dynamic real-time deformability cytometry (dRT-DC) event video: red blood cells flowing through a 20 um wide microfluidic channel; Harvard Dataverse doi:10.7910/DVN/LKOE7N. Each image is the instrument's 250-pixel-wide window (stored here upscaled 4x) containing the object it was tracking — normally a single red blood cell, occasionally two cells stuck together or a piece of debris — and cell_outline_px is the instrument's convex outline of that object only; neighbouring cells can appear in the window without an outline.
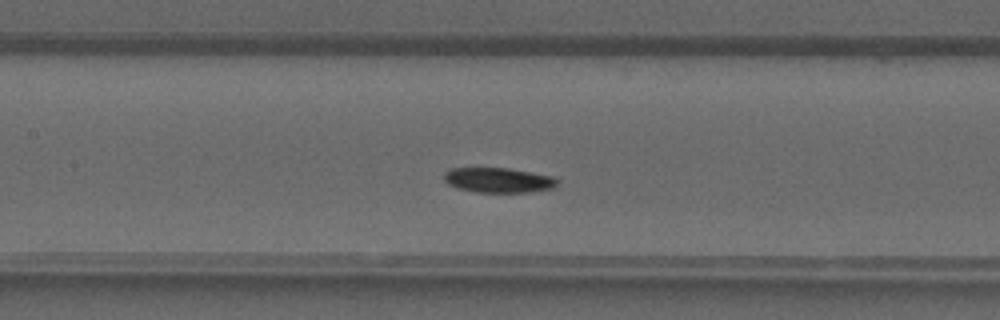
{"species": "common noctule bat (a hibernating species)", "species_latin": "Nyctalus noctula", "temperature_condition": "warm", "stored_images_in_passage": 34, "camera_frame_rate_fps": 3000, "um_per_image_px": 0.085, "animal": {"sex": "male", "forearm_length_mm": 52.5}, "frame": {"image": 1, "passage_image": 12, "time_ms": 3.667, "image_size_px": [1000, 320], "cell_outline_px": [[556, 188], [528, 192], [476, 192], [456, 188], [448, 184], [444, 180], [444, 172], [452, 168], [508, 168], [552, 176], [556, 180]], "centroid_in_image_um": [42.33, 15.31], "position_along_channel_um": 165.1, "area_um2": 16.42}}
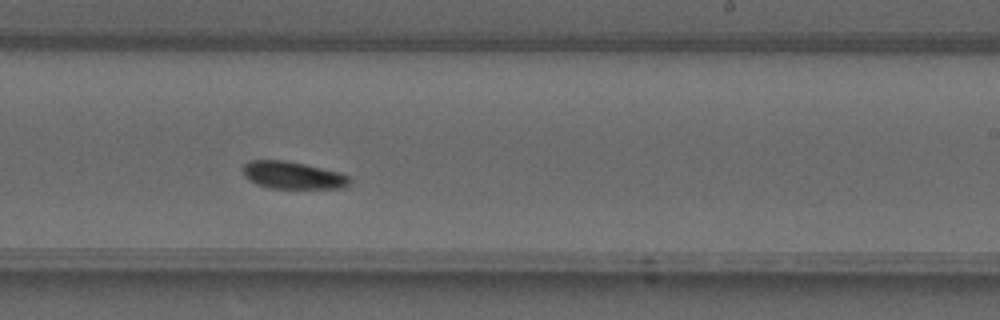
{"frame": {"image": 2, "passage_image": 18, "time_ms": 5.667, "image_size_px": [1000, 320], "cell_outline_px": [[352, 180], [344, 188], [272, 188], [256, 184], [248, 180], [244, 176], [240, 168], [248, 160], [284, 160], [304, 164], [340, 172], [348, 176]], "centroid_in_image_um": [24.84, 14.89], "position_along_channel_um": 264.2, "area_um2": 17.17}}
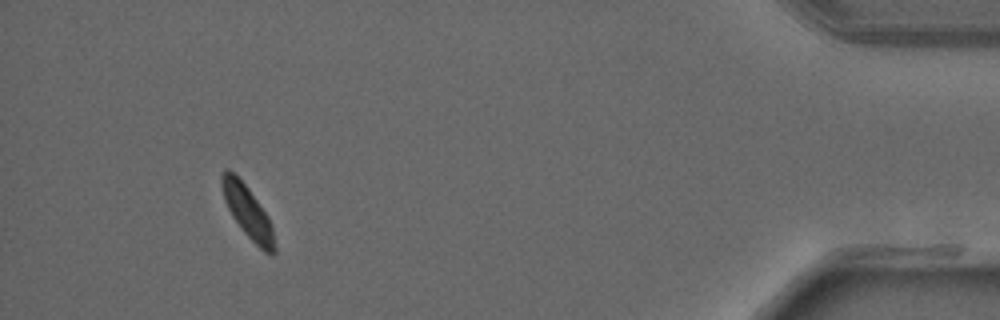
{"frame": {"image": 3, "passage_image": 31, "time_ms": 10.0, "image_size_px": [1000, 320], "cell_outline_px": [[276, 252], [264, 252], [240, 228], [232, 216], [224, 200], [220, 184], [220, 176], [228, 168], [248, 188], [268, 216], [272, 228], [276, 248]], "centroid_in_image_um": [21.03, 18.0], "position_along_channel_um": 414.2, "area_um2": 15.72}}